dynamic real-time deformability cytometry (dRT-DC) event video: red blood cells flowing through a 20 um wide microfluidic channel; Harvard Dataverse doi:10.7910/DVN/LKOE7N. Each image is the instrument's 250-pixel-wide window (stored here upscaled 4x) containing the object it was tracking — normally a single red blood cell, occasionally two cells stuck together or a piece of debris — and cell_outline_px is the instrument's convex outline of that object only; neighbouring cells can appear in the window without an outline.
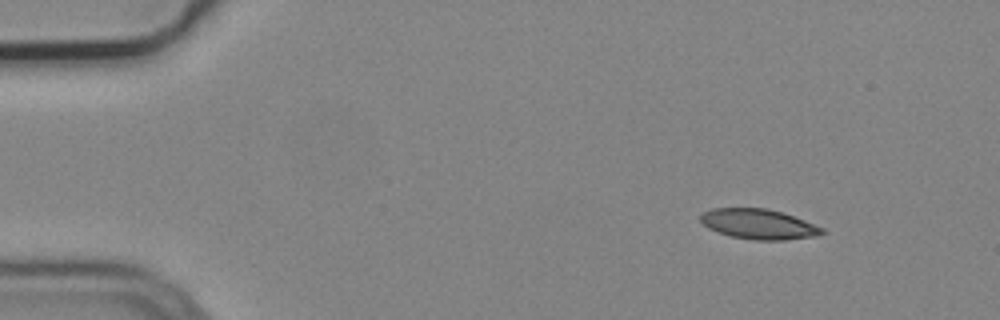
{"species": "common noctule bat (a hibernating species)", "species_latin": "Nyctalus noctula", "temperature_condition": "cold", "stored_images_in_passage": 3, "camera_frame_rate_fps": 3000, "um_per_image_px": 0.085, "animal": {"sex": "male", "body_mass_g": 19.2, "forearm_length_mm": 51.8}, "frame": {"image": 1, "passage_image": 1, "time_ms": 0.0, "image_size_px": [1000, 320], "cell_outline_px": [[824, 232], [816, 236], [784, 240], [752, 240], [732, 236], [708, 228], [700, 220], [700, 216], [704, 212], [712, 208], [768, 208], [804, 220], [824, 228]], "centroid_in_image_um": [64.49, 19.05], "position_along_channel_um": 20.5, "area_um2": 21.1}}
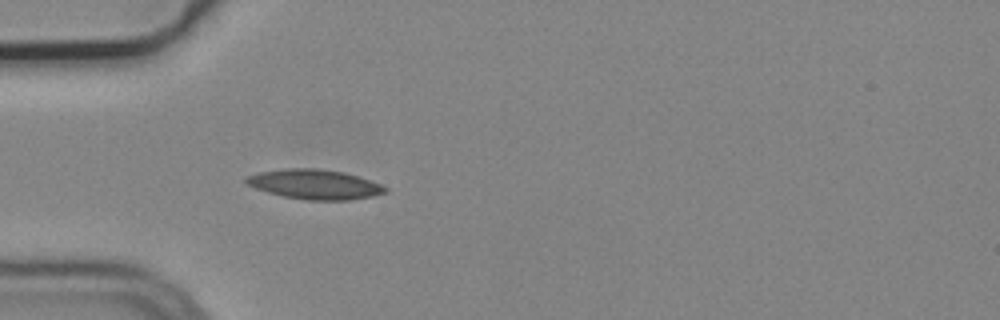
{"frame": {"image": 2, "passage_image": 3, "time_ms": 0.667, "image_size_px": [1000, 320], "cell_outline_px": [[388, 192], [372, 196], [348, 200], [308, 200], [284, 196], [268, 192], [256, 188], [248, 184], [244, 180], [244, 176], [260, 172], [284, 168], [316, 168], [344, 172], [380, 184], [388, 188]], "centroid_in_image_um": [26.73, 15.66], "position_along_channel_um": 58.3, "area_um2": 23.93}}